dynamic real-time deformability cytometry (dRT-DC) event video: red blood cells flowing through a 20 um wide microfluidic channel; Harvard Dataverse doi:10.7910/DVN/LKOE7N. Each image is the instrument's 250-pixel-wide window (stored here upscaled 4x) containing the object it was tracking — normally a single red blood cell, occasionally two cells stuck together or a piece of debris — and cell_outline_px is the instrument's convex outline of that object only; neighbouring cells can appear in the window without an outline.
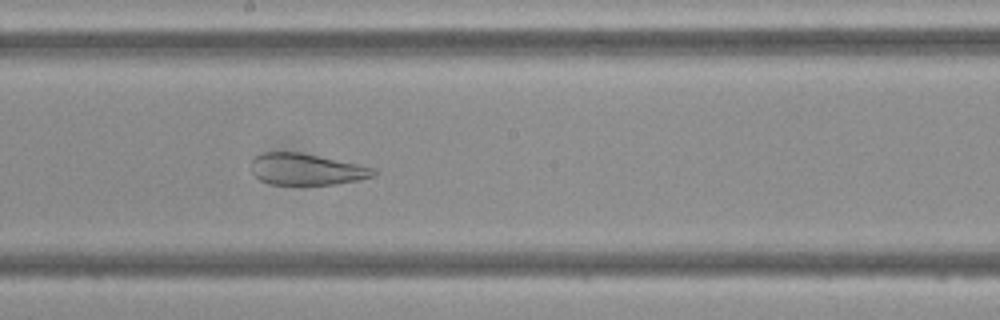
{"species": "Egyptian fruit bat (a non-hibernating species)", "species_latin": "Rousettus aegyptiacus", "temperature_condition": "cold", "stored_images_in_passage": 40, "camera_frame_rate_fps": 3000, "um_per_image_px": 0.085, "frame": {"image": 1, "passage_image": 23, "time_ms": 7.333, "image_size_px": [1000, 320], "cell_outline_px": [[376, 176], [336, 184], [272, 184], [260, 180], [252, 172], [252, 160], [256, 156], [264, 152], [300, 152], [376, 168]], "centroid_in_image_um": [26.06, 14.39], "position_along_channel_um": 222.1, "area_um2": 22.2}}